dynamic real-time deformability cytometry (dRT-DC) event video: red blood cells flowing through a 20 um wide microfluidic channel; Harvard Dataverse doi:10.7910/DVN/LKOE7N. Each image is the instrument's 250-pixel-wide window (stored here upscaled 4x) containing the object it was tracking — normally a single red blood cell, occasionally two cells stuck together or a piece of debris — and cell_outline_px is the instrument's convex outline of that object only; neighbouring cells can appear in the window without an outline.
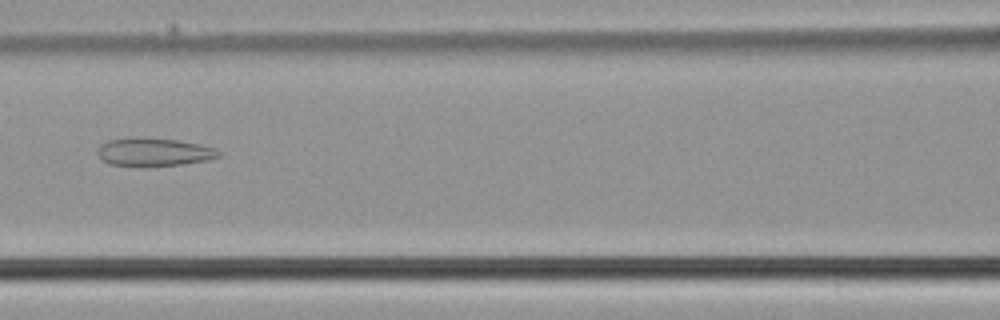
{"species": "common noctule bat (a hibernating species)", "species_latin": "Nyctalus noctula", "temperature_condition": "cold", "stored_images_in_passage": 49, "camera_frame_rate_fps": 3000, "um_per_image_px": 0.085, "animal": {"sex": "male", "body_mass_g": 21.5, "forearm_length_mm": 52.0}, "frame": {"image": 1, "passage_image": 22, "time_ms": 7.0, "image_size_px": [1000, 320], "cell_outline_px": [[220, 156], [208, 160], [180, 164], [108, 164], [96, 152], [96, 148], [100, 144], [108, 140], [132, 136], [136, 136], [176, 140], [200, 144], [216, 148], [220, 152]], "centroid_in_image_um": [13.07, 12.87], "position_along_channel_um": 153.5, "area_um2": 19.48}}
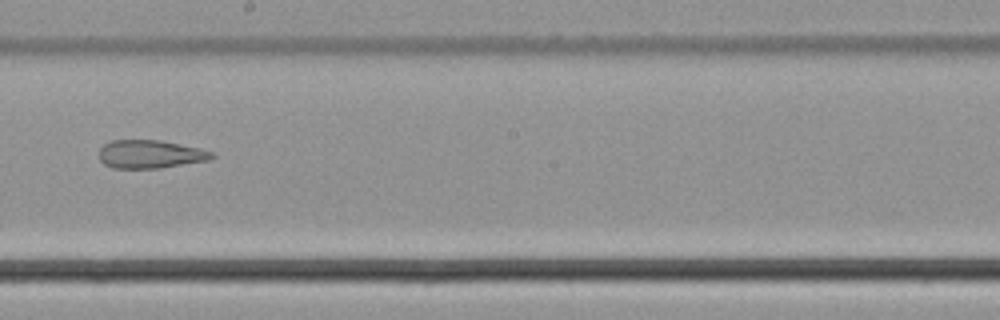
{"frame": {"image": 2, "passage_image": 28, "time_ms": 9.0, "image_size_px": [1000, 320], "cell_outline_px": [[216, 156], [208, 160], [160, 168], [112, 168], [104, 164], [100, 160], [100, 148], [104, 144], [112, 140], [160, 140], [200, 148], [216, 152]], "centroid_in_image_um": [12.8, 13.1], "position_along_channel_um": 235.4, "area_um2": 18.61}}
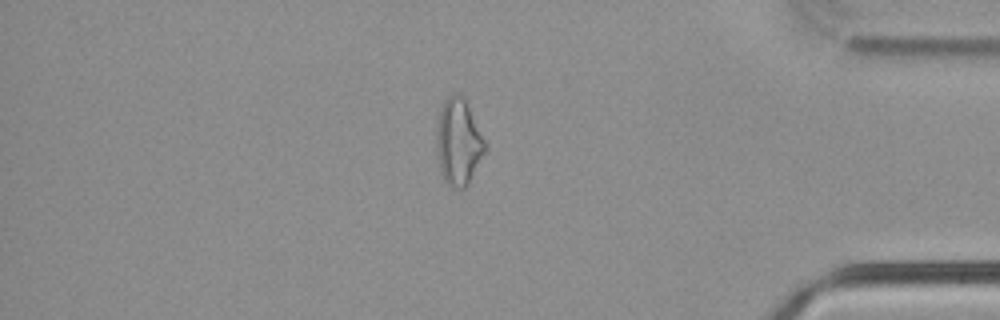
{"frame": {"image": 3, "passage_image": 42, "time_ms": 13.667, "image_size_px": [1000, 320], "cell_outline_px": [[488, 148], [468, 184], [464, 188], [460, 188], [448, 184], [444, 180], [440, 168], [436, 144], [436, 132], [440, 108], [444, 100], [452, 92], [464, 96]], "centroid_in_image_um": [38.97, 12.03], "position_along_channel_um": 396.2, "area_um2": 24.39}}